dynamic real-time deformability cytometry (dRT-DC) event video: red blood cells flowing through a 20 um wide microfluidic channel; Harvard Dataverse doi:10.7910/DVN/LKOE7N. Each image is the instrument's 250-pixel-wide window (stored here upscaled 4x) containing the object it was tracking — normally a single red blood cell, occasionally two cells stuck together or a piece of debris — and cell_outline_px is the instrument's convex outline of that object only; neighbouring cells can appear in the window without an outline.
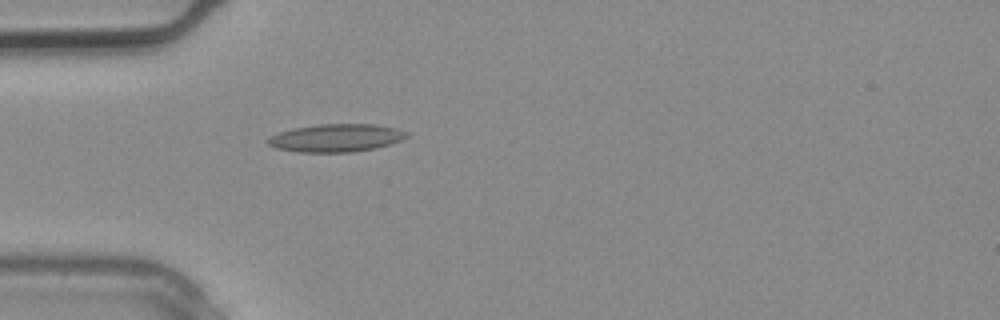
{"species": "common noctule bat (a hibernating species)", "species_latin": "Nyctalus noctula", "temperature_condition": "warm", "stored_images_in_passage": 3, "camera_frame_rate_fps": 3000, "um_per_image_px": 0.085, "animal": {"sex": "male", "body_mass_g": 20.4}, "frame": {"image": 1, "passage_image": 3, "time_ms": 0.667, "image_size_px": [1000, 320], "cell_outline_px": [[408, 136], [400, 140], [376, 148], [352, 152], [296, 152], [276, 148], [268, 144], [264, 140], [280, 132], [292, 128], [316, 124], [372, 124], [396, 128], [408, 132]], "centroid_in_image_um": [28.53, 11.72], "position_along_channel_um": 56.5, "area_um2": 22.54}}